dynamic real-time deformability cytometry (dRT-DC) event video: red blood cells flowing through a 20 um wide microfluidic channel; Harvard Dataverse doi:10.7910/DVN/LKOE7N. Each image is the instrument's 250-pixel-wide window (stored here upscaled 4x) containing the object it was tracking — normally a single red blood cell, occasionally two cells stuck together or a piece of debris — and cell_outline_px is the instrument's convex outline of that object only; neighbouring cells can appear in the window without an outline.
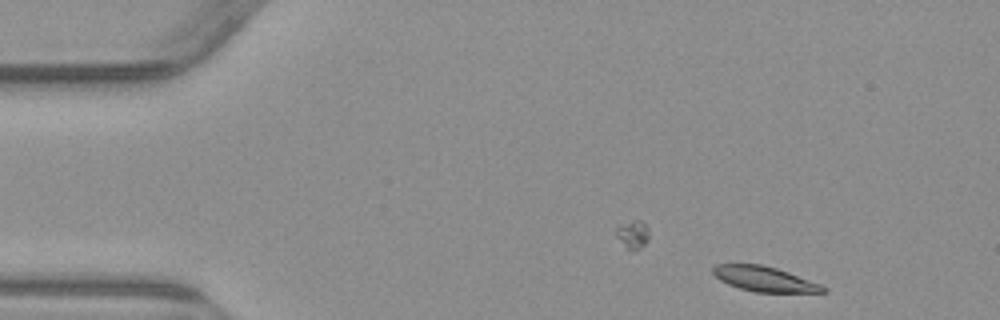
{"species": "common noctule bat (a hibernating species)", "species_latin": "Nyctalus noctula", "temperature_condition": "warm", "stored_images_in_passage": 3, "camera_frame_rate_fps": 3000, "um_per_image_px": 0.085, "animal": {"sex": "male", "body_mass_g": 23.1, "forearm_length_mm": 52.7}, "frame": {"image": 1, "passage_image": 3, "time_ms": 2.333, "image_size_px": [1000, 320], "cell_outline_px": [[828, 292], [756, 292], [740, 288], [728, 284], [720, 280], [712, 272], [712, 268], [716, 264], [760, 264], [776, 268], [788, 272], [820, 284], [828, 288]], "centroid_in_image_um": [64.98, 23.71], "position_along_channel_um": 20.0, "area_um2": 15.9}}